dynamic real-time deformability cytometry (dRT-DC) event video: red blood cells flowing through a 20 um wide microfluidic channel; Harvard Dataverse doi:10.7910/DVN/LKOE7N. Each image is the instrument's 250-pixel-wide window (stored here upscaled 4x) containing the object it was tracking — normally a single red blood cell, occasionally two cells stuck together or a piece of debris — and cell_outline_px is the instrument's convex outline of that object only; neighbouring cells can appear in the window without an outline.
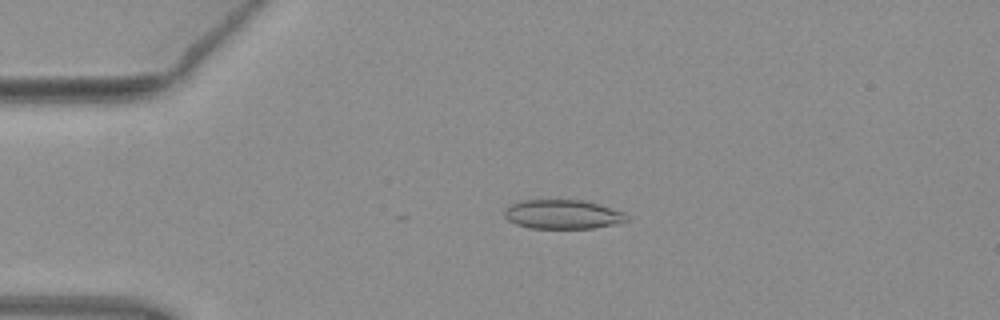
{"species": "common noctule bat (a hibernating species)", "species_latin": "Nyctalus noctula", "temperature_condition": "warm", "stored_images_in_passage": 5, "camera_frame_rate_fps": 3000, "um_per_image_px": 0.085, "animal": {"sex": "female", "body_mass_g": 19.3, "forearm_length_mm": 54.1}, "frame": {"image": 1, "passage_image": 4, "time_ms": 1.0, "image_size_px": [1000, 320], "cell_outline_px": [[628, 220], [612, 224], [592, 228], [532, 228], [516, 224], [508, 220], [504, 216], [504, 208], [520, 200], [580, 200], [596, 204], [624, 212], [628, 216]], "centroid_in_image_um": [47.77, 18.22], "position_along_channel_um": 37.2, "area_um2": 20.52}}